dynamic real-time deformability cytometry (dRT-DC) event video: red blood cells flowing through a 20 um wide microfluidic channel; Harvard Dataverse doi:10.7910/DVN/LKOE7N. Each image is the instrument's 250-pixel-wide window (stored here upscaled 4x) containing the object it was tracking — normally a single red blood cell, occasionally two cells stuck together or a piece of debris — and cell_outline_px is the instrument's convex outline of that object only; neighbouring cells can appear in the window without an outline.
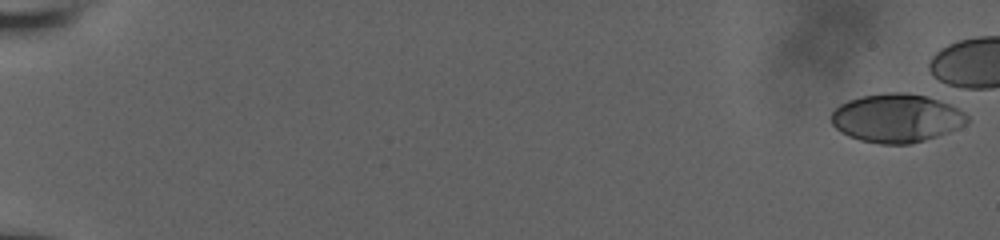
{"species": "human", "species_latin": "Homo sapiens", "temperature_condition": "room temperature", "stored_images_in_passage": 8, "camera_frame_rate_fps": 3000, "um_per_image_px": 0.085, "donor": {"sex": "male"}, "frame": {"image": 1, "passage_image": 1, "time_ms": 0.0, "image_size_px": [1000, 240], "cell_outline_px": [[968, 120], [964, 124], [948, 132], [924, 140], [908, 144], [880, 144], [860, 140], [848, 136], [840, 132], [832, 124], [832, 112], [840, 104], [848, 100], [864, 96], [884, 92], [908, 92], [928, 96], [948, 104], [964, 112], [968, 116]], "centroid_in_image_um": [76.18, 10.03], "position_along_channel_um": 8.8, "area_um2": 38.26}}